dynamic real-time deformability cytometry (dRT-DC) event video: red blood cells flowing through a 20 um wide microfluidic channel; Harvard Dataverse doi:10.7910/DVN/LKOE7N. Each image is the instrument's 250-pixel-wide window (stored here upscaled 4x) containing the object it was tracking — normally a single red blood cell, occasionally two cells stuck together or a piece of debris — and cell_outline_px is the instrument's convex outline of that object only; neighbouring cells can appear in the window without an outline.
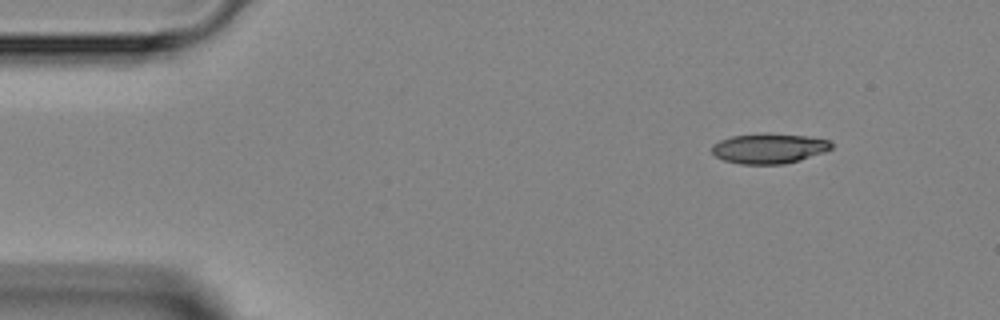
{"species": "Egyptian fruit bat (a non-hibernating species)", "species_latin": "Rousettus aegyptiacus", "temperature_condition": "room temperature", "stored_images_in_passage": 5, "camera_frame_rate_fps": 3000, "um_per_image_px": 0.085, "animal": {"sex": "female"}, "frame": {"image": 1, "passage_image": 5, "time_ms": 4.667, "image_size_px": [1000, 320], "cell_outline_px": [[832, 148], [824, 152], [800, 160], [784, 164], [740, 164], [724, 160], [716, 156], [712, 152], [712, 144], [720, 140], [732, 136], [764, 132], [808, 136], [828, 140], [832, 144]], "centroid_in_image_um": [65.36, 12.6], "position_along_channel_um": 19.6, "area_um2": 21.1}}